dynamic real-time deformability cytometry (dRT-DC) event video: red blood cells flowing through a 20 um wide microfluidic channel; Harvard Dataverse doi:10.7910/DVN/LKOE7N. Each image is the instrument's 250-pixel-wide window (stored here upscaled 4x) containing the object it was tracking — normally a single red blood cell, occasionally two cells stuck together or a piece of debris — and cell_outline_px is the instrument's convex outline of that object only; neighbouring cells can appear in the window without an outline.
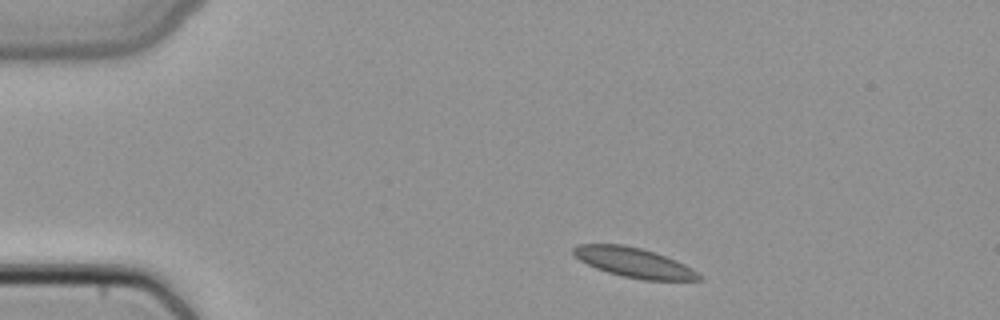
{"species": "common noctule bat (a hibernating species)", "species_latin": "Nyctalus noctula", "temperature_condition": "cold", "stored_images_in_passage": 2, "camera_frame_rate_fps": 3000, "um_per_image_px": 0.085, "animal": {"sex": "female", "body_mass_g": 22.7, "forearm_length_mm": 54.2}, "frame": {"image": 1, "passage_image": 1, "time_ms": 0.0, "image_size_px": [1000, 320], "cell_outline_px": [[704, 280], [644, 280], [620, 276], [596, 268], [580, 260], [572, 252], [572, 248], [580, 244], [624, 244], [656, 252], [676, 260], [692, 268]], "centroid_in_image_um": [53.89, 22.31], "position_along_channel_um": 31.1, "area_um2": 21.68}}